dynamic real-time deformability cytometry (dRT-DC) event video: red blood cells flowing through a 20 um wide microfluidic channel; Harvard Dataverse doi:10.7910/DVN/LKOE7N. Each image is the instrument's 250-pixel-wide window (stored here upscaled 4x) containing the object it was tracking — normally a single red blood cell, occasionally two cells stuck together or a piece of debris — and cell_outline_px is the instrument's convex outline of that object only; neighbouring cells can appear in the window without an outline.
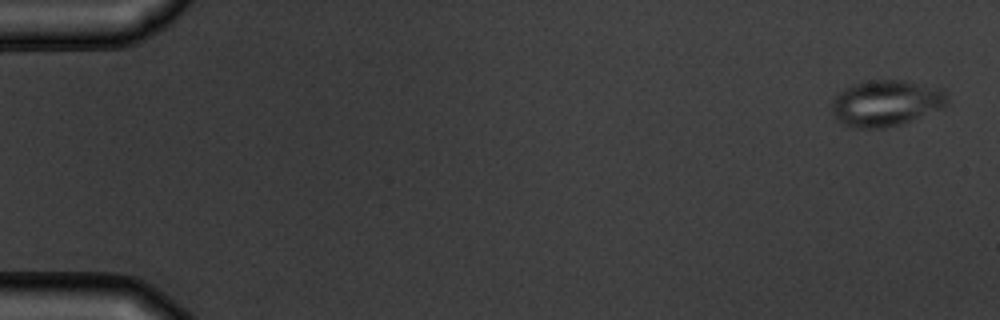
{"species": "common noctule bat (a hibernating species)", "species_latin": "Nyctalus noctula", "temperature_condition": "warm", "stored_images_in_passage": 6, "camera_frame_rate_fps": 3000, "um_per_image_px": 0.085, "animal": {"sex": "male", "body_mass_g": 19.5, "forearm_length_mm": 54.6}, "frame": {"image": 1, "passage_image": 1, "time_ms": 0.0, "image_size_px": [1000, 320], "cell_outline_px": [[948, 100], [940, 108], [908, 120], [884, 128], [856, 128], [844, 124], [836, 120], [832, 116], [832, 100], [844, 88], [852, 84], [868, 80], [904, 80], [944, 88]], "centroid_in_image_um": [75.26, 8.74], "position_along_channel_um": 9.7, "area_um2": 30.75}}